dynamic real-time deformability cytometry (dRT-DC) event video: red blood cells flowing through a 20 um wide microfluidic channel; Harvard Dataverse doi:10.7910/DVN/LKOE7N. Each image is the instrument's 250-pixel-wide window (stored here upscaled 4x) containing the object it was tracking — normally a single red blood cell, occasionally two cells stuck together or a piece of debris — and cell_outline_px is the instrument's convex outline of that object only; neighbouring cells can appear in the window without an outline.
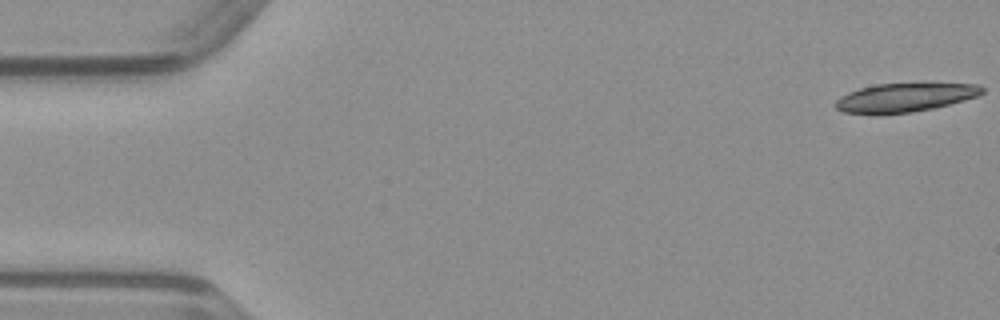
{"species": "common noctule bat (a hibernating species)", "species_latin": "Nyctalus noctula", "temperature_condition": "warm", "stored_images_in_passage": 15, "camera_frame_rate_fps": 3000, "um_per_image_px": 0.085, "animal": {"sex": "male", "body_mass_g": 23.1, "forearm_length_mm": 52.7}, "frame": {"image": 1, "passage_image": 1, "time_ms": 0.0, "image_size_px": [1000, 320], "cell_outline_px": [[984, 92], [980, 96], [932, 108], [912, 112], [844, 112], [836, 108], [836, 100], [840, 96], [848, 92], [860, 88], [876, 84], [924, 80], [932, 80], [980, 84], [984, 88]], "centroid_in_image_um": [77.09, 8.18], "position_along_channel_um": 7.9, "area_um2": 25.37}}